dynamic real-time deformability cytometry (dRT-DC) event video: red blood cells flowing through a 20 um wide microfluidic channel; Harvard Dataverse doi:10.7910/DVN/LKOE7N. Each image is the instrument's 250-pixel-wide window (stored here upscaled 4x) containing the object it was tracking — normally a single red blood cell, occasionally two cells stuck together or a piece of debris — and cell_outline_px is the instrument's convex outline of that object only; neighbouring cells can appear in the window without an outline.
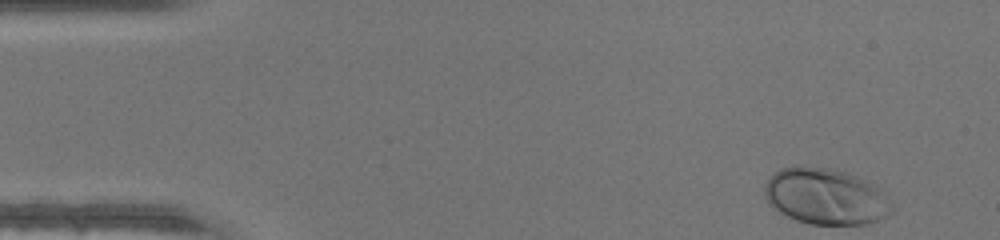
{"species": "human", "species_latin": "Homo sapiens", "temperature_condition": "warm", "stored_images_in_passage": 44, "camera_frame_rate_fps": 3000, "um_per_image_px": 0.085, "donor": {"sex": "male"}, "frame": {"image": 1, "passage_image": 1, "time_ms": 0.0, "image_size_px": [1000, 240], "cell_outline_px": [[896, 208], [892, 212], [876, 220], [864, 224], [808, 224], [796, 220], [772, 208], [764, 196], [764, 184], [780, 168], [800, 164], [804, 164], [832, 168], [848, 172], [876, 184]], "centroid_in_image_um": [70.18, 16.66], "position_along_channel_um": 14.8, "area_um2": 42.31}}
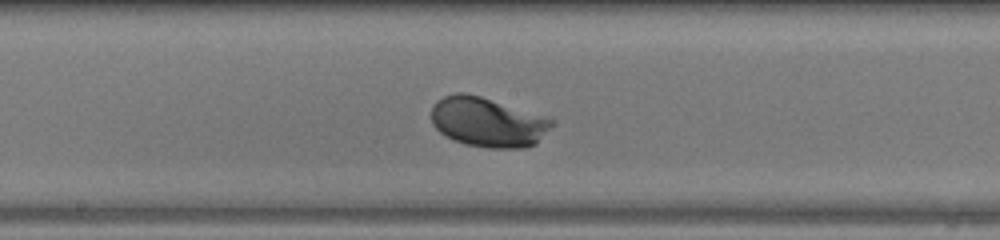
{"frame": {"image": 2, "passage_image": 22, "time_ms": 7.0, "image_size_px": [1000, 240], "cell_outline_px": [[552, 124], [536, 144], [524, 148], [488, 148], [464, 144], [452, 140], [444, 136], [432, 124], [432, 108], [436, 100], [444, 96], [456, 92], [464, 92], [480, 96], [544, 116], [552, 120]], "centroid_in_image_um": [41.4, 10.39], "position_along_channel_um": 206.8, "area_um2": 34.68}}
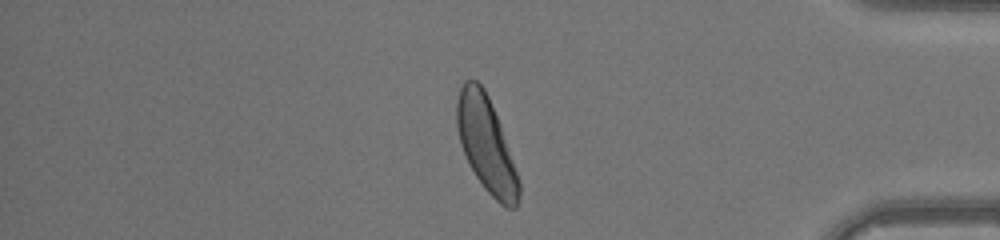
{"frame": {"image": 3, "passage_image": 37, "time_ms": 12.0, "image_size_px": [1000, 240], "cell_outline_px": [[520, 196], [516, 208], [508, 208], [500, 204], [484, 188], [468, 164], [460, 144], [456, 124], [456, 100], [460, 88], [464, 80], [476, 80], [484, 88], [488, 96], [500, 124], [520, 180]], "centroid_in_image_um": [41.32, 12.28], "position_along_channel_um": 393.9, "area_um2": 34.45}}